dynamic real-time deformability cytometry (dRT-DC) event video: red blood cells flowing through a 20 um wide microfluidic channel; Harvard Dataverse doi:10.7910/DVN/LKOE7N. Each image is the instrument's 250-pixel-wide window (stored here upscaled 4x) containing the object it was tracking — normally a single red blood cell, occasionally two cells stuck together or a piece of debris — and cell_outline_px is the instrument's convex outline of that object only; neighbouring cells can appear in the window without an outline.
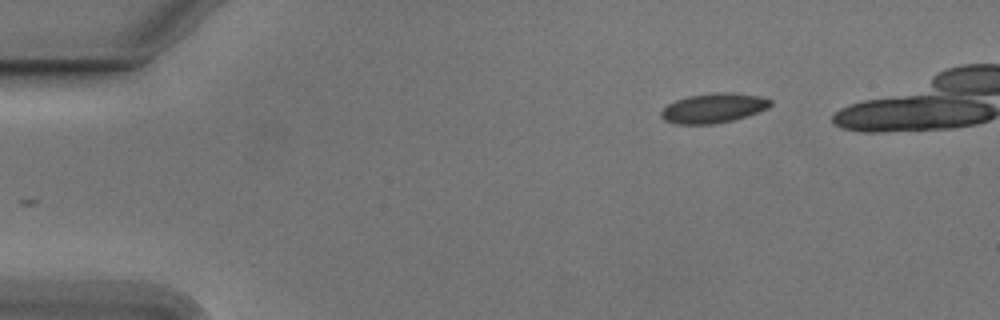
{"species": "Egyptian fruit bat (a non-hibernating species)", "species_latin": "Rousettus aegyptiacus", "temperature_condition": "cold", "stored_images_in_passage": 40, "camera_frame_rate_fps": 3000, "um_per_image_px": 0.085, "animal": {"sex": "male"}, "frame": {"image": 1, "passage_image": 1, "time_ms": 0.0, "image_size_px": [1000, 320], "cell_outline_px": [[772, 104], [768, 108], [732, 120], [712, 124], [676, 124], [664, 120], [660, 116], [660, 112], [668, 104], [676, 100], [688, 96], [712, 92], [732, 92], [760, 96], [772, 100]], "centroid_in_image_um": [60.62, 9.17], "position_along_channel_um": 24.4, "area_um2": 18.84}}
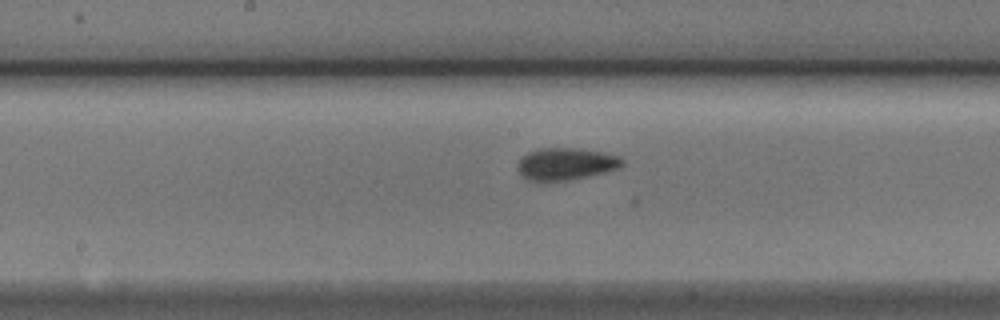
{"frame": {"image": 2, "passage_image": 21, "time_ms": 6.667, "image_size_px": [1000, 320], "cell_outline_px": [[624, 164], [616, 168], [604, 172], [588, 176], [568, 180], [540, 184], [528, 180], [516, 168], [516, 164], [528, 152], [540, 148], [576, 148], [600, 152], [620, 156], [624, 160]], "centroid_in_image_um": [48.04, 13.96], "position_along_channel_um": 200.2, "area_um2": 19.83}}
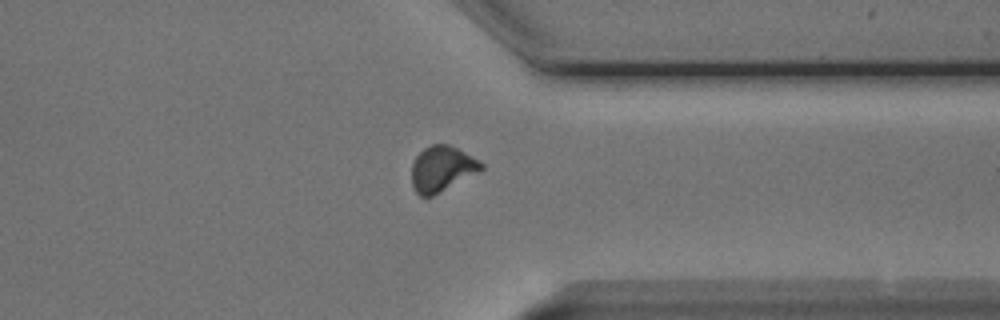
{"frame": {"image": 3, "passage_image": 35, "time_ms": 11.333, "image_size_px": [1000, 320], "cell_outline_px": [[484, 168], [432, 196], [420, 196], [416, 192], [412, 184], [412, 164], [416, 156], [424, 148], [432, 144], [448, 144], [480, 160], [484, 164]], "centroid_in_image_um": [37.54, 14.33], "position_along_channel_um": 373.9, "area_um2": 18.09}}